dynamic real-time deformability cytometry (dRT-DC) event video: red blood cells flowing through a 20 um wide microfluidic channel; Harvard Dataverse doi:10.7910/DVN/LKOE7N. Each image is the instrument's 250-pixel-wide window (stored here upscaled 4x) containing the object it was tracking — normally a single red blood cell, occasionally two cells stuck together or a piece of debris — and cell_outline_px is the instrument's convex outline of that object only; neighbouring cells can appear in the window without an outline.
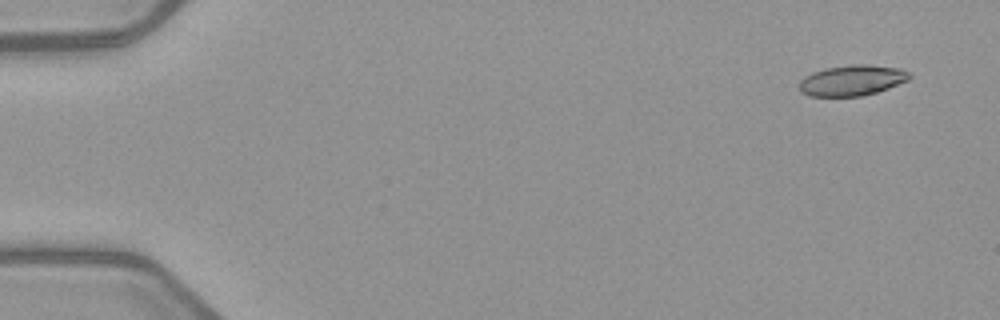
{"species": "common noctule bat (a hibernating species)", "species_latin": "Nyctalus noctula", "temperature_condition": "warm", "stored_images_in_passage": 6, "camera_frame_rate_fps": 3000, "um_per_image_px": 0.085, "animal": {"sex": "female", "body_mass_g": 21.9}, "frame": {"image": 1, "passage_image": 1, "time_ms": 0.0, "image_size_px": [1000, 320], "cell_outline_px": [[912, 76], [908, 80], [888, 88], [876, 92], [860, 96], [808, 96], [800, 92], [800, 80], [804, 76], [812, 72], [824, 68], [852, 64], [868, 64], [900, 68], [908, 72]], "centroid_in_image_um": [72.4, 6.82], "position_along_channel_um": 12.6, "area_um2": 19.77}}
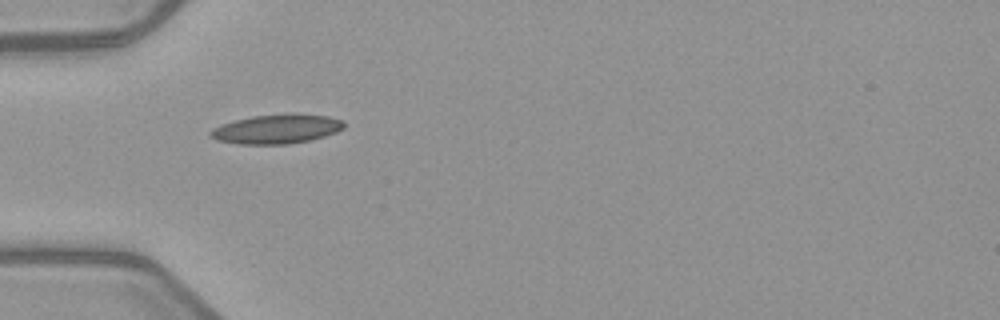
{"frame": {"image": 2, "passage_image": 5, "time_ms": 4.667, "image_size_px": [1000, 320], "cell_outline_px": [[344, 128], [336, 132], [324, 136], [308, 140], [288, 144], [236, 144], [216, 140], [208, 136], [208, 132], [212, 128], [220, 124], [252, 116], [292, 112], [328, 116], [344, 120]], "centroid_in_image_um": [23.49, 10.95], "position_along_channel_um": 61.5, "area_um2": 23.18}}
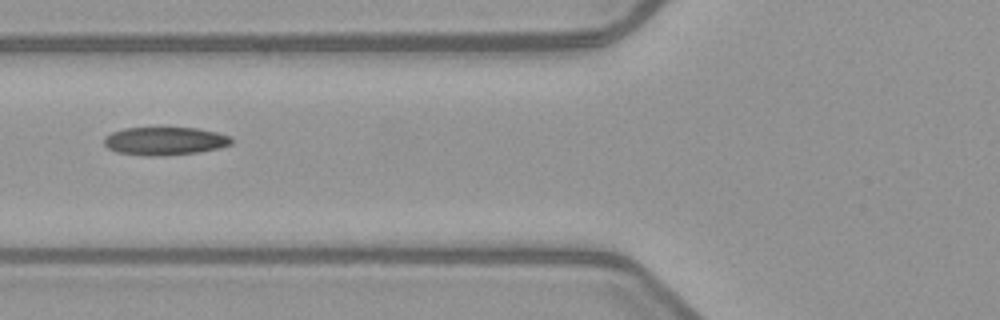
{"frame": {"image": 3, "passage_image": 6, "time_ms": 6.0, "image_size_px": [1000, 320], "cell_outline_px": [[232, 144], [220, 148], [200, 152], [164, 156], [144, 156], [116, 152], [108, 148], [104, 144], [104, 136], [112, 132], [124, 128], [196, 128], [216, 132], [232, 136]], "centroid_in_image_um": [14.02, 12.0], "position_along_channel_um": 111.8, "area_um2": 21.1}}